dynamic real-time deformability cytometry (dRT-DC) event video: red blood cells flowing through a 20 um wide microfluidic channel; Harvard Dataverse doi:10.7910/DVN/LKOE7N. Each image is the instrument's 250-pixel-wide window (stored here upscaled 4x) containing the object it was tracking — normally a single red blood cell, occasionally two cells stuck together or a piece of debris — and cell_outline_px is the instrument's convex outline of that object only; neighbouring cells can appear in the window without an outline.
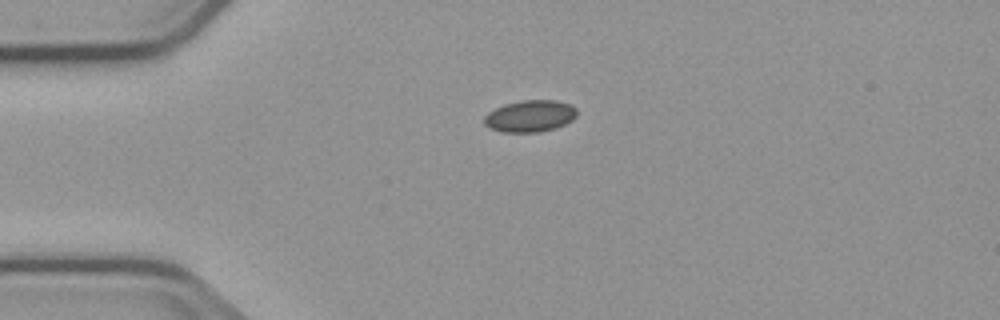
{"species": "common noctule bat (a hibernating species)", "species_latin": "Nyctalus noctula", "temperature_condition": "cold", "stored_images_in_passage": 6, "camera_frame_rate_fps": 3000, "um_per_image_px": 0.085, "animal": {"sex": "male", "body_mass_g": 23.1, "forearm_length_mm": 52.7}, "frame": {"image": 1, "passage_image": 1, "time_ms": 0.0, "image_size_px": [1000, 320], "cell_outline_px": [[576, 116], [572, 120], [564, 124], [552, 128], [536, 132], [504, 132], [492, 128], [484, 124], [484, 116], [488, 112], [504, 104], [520, 100], [556, 100], [568, 104], [576, 108]], "centroid_in_image_um": [45.03, 9.85], "position_along_channel_um": 40.0, "area_um2": 16.94}}
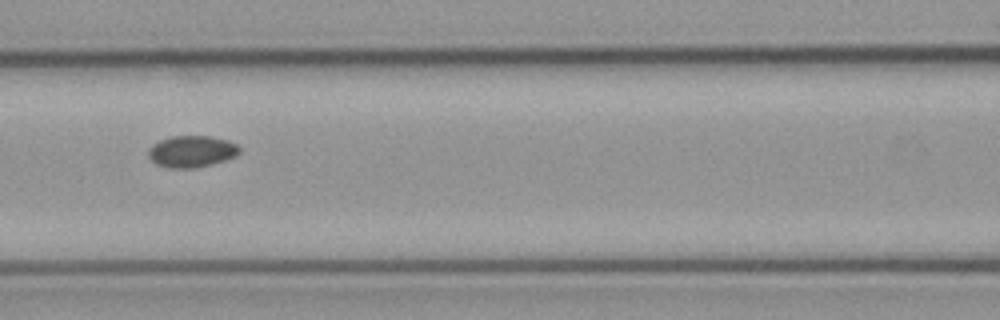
{"frame": {"image": 2, "passage_image": 4, "time_ms": 3.667, "image_size_px": [1000, 320], "cell_outline_px": [[240, 152], [236, 156], [224, 160], [196, 168], [168, 168], [156, 164], [148, 156], [148, 148], [152, 144], [160, 140], [172, 136], [208, 136], [228, 140], [236, 144], [240, 148]], "centroid_in_image_um": [16.27, 12.87], "position_along_channel_um": 150.3, "area_um2": 16.82}}
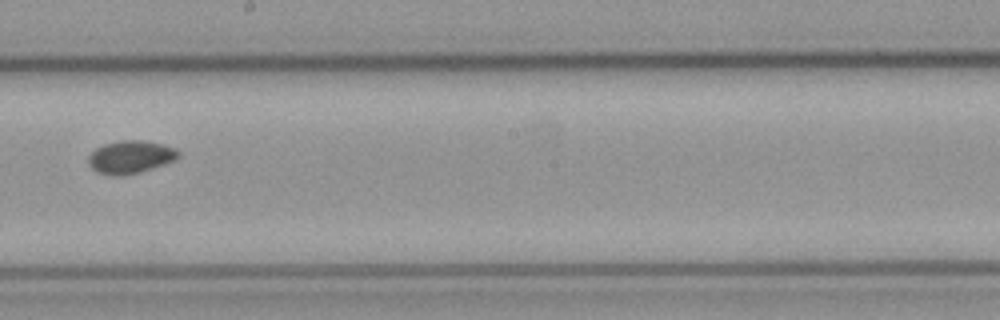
{"frame": {"image": 3, "passage_image": 6, "time_ms": 6.0, "image_size_px": [1000, 320], "cell_outline_px": [[180, 156], [164, 164], [140, 172], [120, 176], [112, 176], [96, 172], [88, 164], [88, 156], [96, 148], [104, 144], [120, 140], [144, 140], [176, 148], [180, 152]], "centroid_in_image_um": [11.06, 13.35], "position_along_channel_um": 237.1, "area_um2": 17.22}}